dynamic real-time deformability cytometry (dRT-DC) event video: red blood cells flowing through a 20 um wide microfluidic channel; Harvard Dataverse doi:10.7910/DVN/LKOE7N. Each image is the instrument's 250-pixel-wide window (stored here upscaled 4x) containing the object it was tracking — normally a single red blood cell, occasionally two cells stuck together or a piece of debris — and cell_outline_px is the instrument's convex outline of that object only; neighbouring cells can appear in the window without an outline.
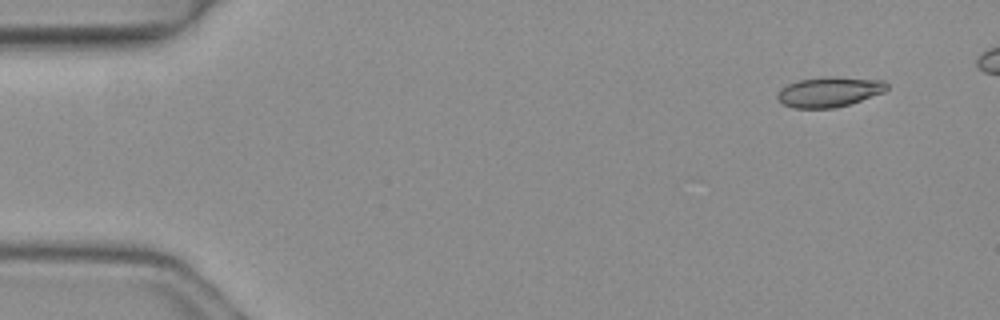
{"species": "common noctule bat (a hibernating species)", "species_latin": "Nyctalus noctula", "temperature_condition": "warm", "stored_images_in_passage": 4, "camera_frame_rate_fps": 3000, "um_per_image_px": 0.085, "animal": {"sex": "female", "body_mass_g": 19.3, "forearm_length_mm": 54.1}, "frame": {"image": 1, "passage_image": 1, "time_ms": 0.0, "image_size_px": [1000, 320], "cell_outline_px": [[888, 88], [884, 92], [852, 104], [836, 108], [792, 108], [784, 104], [776, 96], [776, 92], [780, 88], [788, 84], [800, 80], [832, 76], [884, 80], [888, 84]], "centroid_in_image_um": [70.51, 7.81], "position_along_channel_um": 14.5, "area_um2": 19.36}}